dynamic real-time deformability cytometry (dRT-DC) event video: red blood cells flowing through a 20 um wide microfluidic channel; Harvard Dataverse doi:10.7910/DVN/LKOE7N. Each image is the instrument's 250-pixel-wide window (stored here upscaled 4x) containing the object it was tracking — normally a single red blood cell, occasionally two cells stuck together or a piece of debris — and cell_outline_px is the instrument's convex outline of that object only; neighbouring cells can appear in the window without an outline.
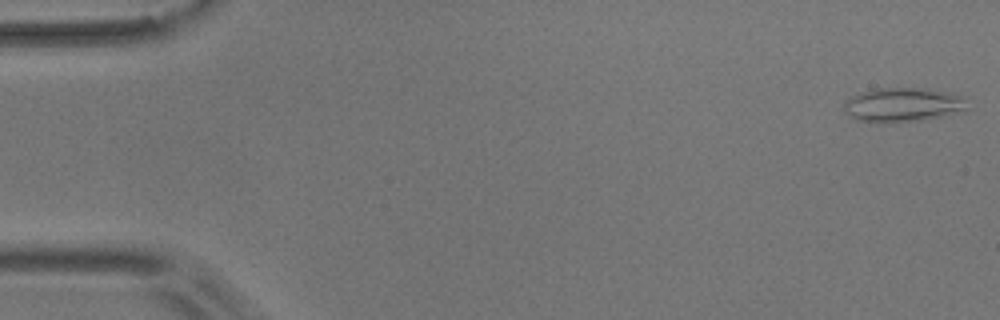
{"species": "common noctule bat (a hibernating species)", "species_latin": "Nyctalus noctula", "temperature_condition": "room temperature", "stored_images_in_passage": 55, "camera_frame_rate_fps": 3000, "um_per_image_px": 0.085, "animal": {"sex": "male", "body_mass_g": 17.9}, "frame": {"image": 1, "passage_image": 1, "time_ms": 0.0, "image_size_px": [1000, 320], "cell_outline_px": [[968, 108], [940, 116], [920, 120], [856, 120], [844, 112], [844, 100], [848, 96], [860, 92], [876, 88], [924, 88], [964, 96]], "centroid_in_image_um": [76.68, 8.86], "position_along_channel_um": 8.3, "area_um2": 23.81}}
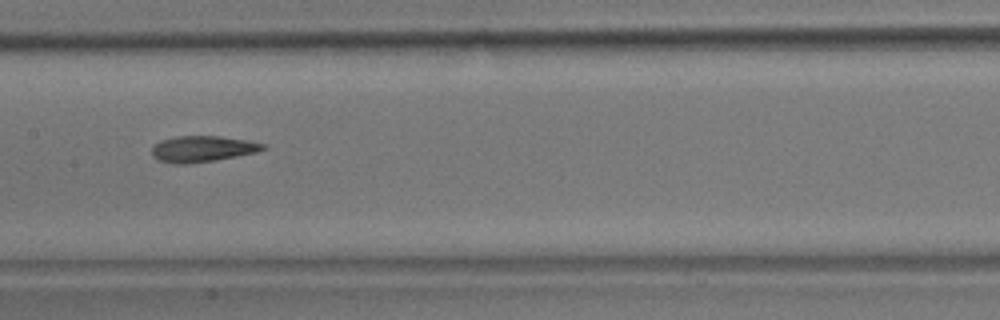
{"frame": {"image": 2, "passage_image": 27, "time_ms": 8.667, "image_size_px": [1000, 320], "cell_outline_px": [[268, 148], [256, 152], [236, 156], [188, 164], [176, 164], [160, 160], [152, 156], [152, 148], [156, 144], [164, 140], [176, 136], [220, 136], [244, 140], [264, 144]], "centroid_in_image_um": [17.21, 12.65], "position_along_channel_um": 190.2, "area_um2": 16.53}}
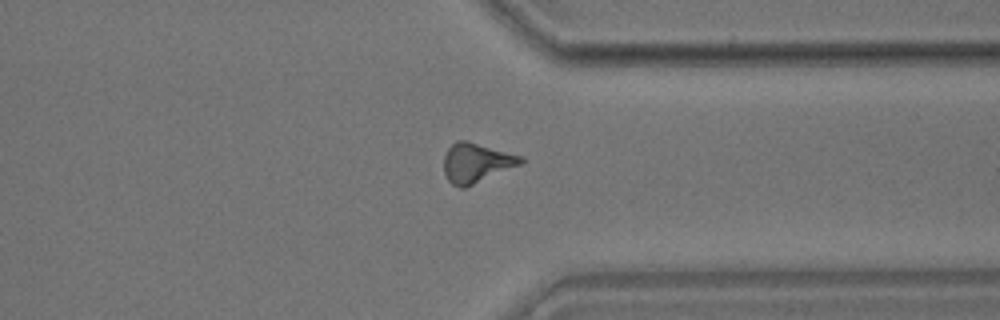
{"frame": {"image": 3, "passage_image": 42, "time_ms": 13.667, "image_size_px": [1000, 320], "cell_outline_px": [[524, 160], [520, 164], [464, 188], [460, 188], [452, 184], [448, 180], [444, 172], [444, 156], [448, 148], [456, 140], [468, 140], [524, 156]], "centroid_in_image_um": [40.48, 13.81], "position_along_channel_um": 370.9, "area_um2": 17.69}, "authors_computed_cell_mechanics": {"area_um2": 16.9932, "velocity_mm_per_s": 3.6513, "shape_relaxation_time_tau1_ms": 7.8358, "shape_relaxation_time_tau2_ms": 7.9051, "deformation_change_tau1": 0.1924, "deformation_change_tau2": 0.2091}}